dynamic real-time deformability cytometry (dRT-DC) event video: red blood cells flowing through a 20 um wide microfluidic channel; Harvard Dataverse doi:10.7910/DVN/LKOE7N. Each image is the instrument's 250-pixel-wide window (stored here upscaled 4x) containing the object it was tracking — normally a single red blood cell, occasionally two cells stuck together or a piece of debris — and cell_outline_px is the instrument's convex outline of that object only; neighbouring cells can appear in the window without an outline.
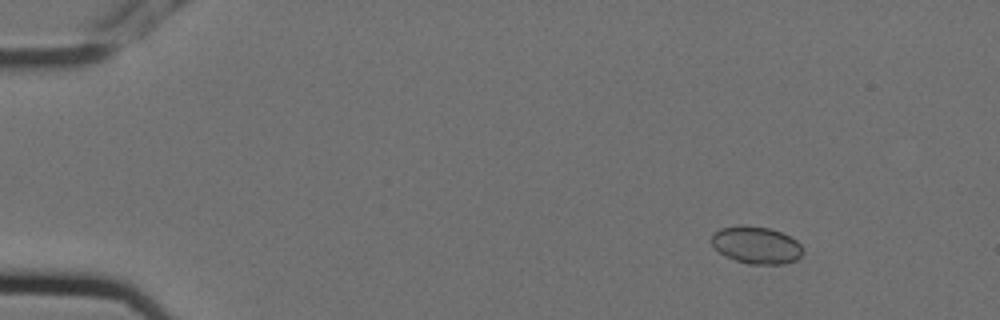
{"species": "Egyptian fruit bat (a non-hibernating species)", "species_latin": "Rousettus aegyptiacus", "temperature_condition": "cold", "stored_images_in_passage": 5, "camera_frame_rate_fps": 3000, "um_per_image_px": 0.085, "animal": {"sex": "female"}, "frame": {"image": 1, "passage_image": 1, "time_ms": 0.0, "image_size_px": [1000, 320], "cell_outline_px": [[804, 252], [796, 260], [784, 264], [748, 264], [724, 256], [712, 244], [712, 232], [720, 228], [740, 224], [744, 224], [768, 228], [780, 232], [796, 240], [800, 244]], "centroid_in_image_um": [64.27, 20.82], "position_along_channel_um": 20.7, "area_um2": 19.94}}
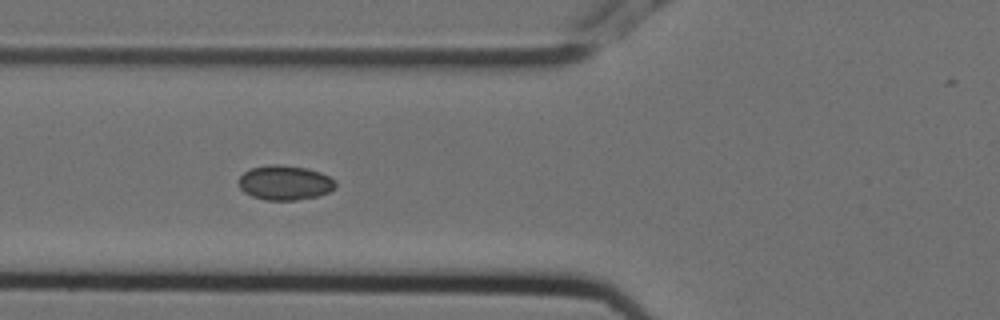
{"frame": {"image": 2, "passage_image": 4, "time_ms": 1.0, "image_size_px": [1000, 320], "cell_outline_px": [[336, 188], [328, 192], [316, 196], [296, 200], [264, 200], [252, 196], [244, 192], [240, 188], [236, 180], [244, 172], [252, 168], [268, 164], [280, 164], [308, 168], [320, 172], [336, 180]], "centroid_in_image_um": [24.2, 15.52], "position_along_channel_um": 101.6, "area_um2": 19.77}}
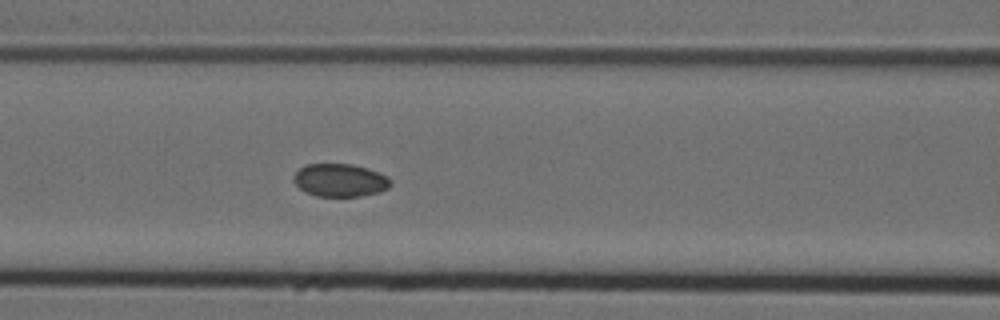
{"frame": {"image": 3, "passage_image": 5, "time_ms": 1.333, "image_size_px": [1000, 320], "cell_outline_px": [[392, 184], [388, 188], [380, 192], [360, 196], [316, 196], [304, 192], [292, 180], [292, 176], [300, 168], [308, 164], [352, 164], [368, 168], [388, 176], [392, 180]], "centroid_in_image_um": [28.91, 15.32], "position_along_channel_um": 137.7, "area_um2": 18.79}}